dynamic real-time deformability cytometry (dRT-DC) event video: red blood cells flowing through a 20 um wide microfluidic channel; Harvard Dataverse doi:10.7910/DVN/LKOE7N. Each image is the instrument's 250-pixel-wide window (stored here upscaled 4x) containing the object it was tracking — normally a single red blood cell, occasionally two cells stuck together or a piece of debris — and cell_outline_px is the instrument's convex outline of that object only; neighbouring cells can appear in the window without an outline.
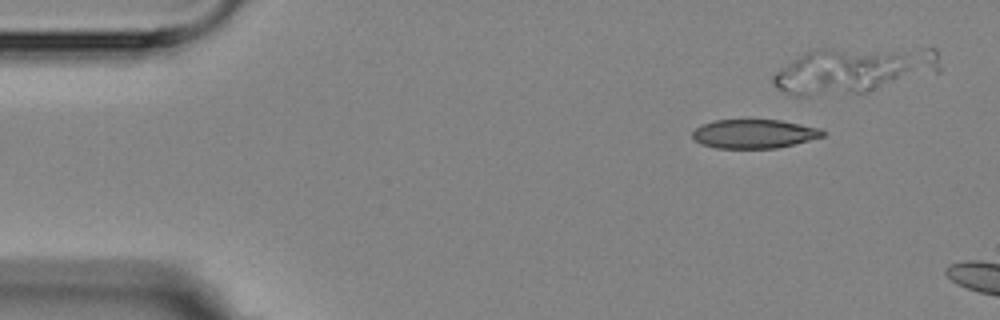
{"species": "Egyptian fruit bat (a non-hibernating species)", "species_latin": "Rousettus aegyptiacus", "temperature_condition": "room temperature", "stored_images_in_passage": 3, "camera_frame_rate_fps": 3000, "um_per_image_px": 0.085, "animal": {"sex": "female"}, "frame": {"image": 1, "passage_image": 1, "time_ms": 0.0, "image_size_px": [1000, 320], "cell_outline_px": [[824, 136], [776, 148], [716, 148], [700, 144], [692, 136], [692, 132], [700, 124], [716, 120], [780, 120], [820, 128], [824, 132]], "centroid_in_image_um": [64.05, 11.37], "position_along_channel_um": 20.9, "area_um2": 21.79}}